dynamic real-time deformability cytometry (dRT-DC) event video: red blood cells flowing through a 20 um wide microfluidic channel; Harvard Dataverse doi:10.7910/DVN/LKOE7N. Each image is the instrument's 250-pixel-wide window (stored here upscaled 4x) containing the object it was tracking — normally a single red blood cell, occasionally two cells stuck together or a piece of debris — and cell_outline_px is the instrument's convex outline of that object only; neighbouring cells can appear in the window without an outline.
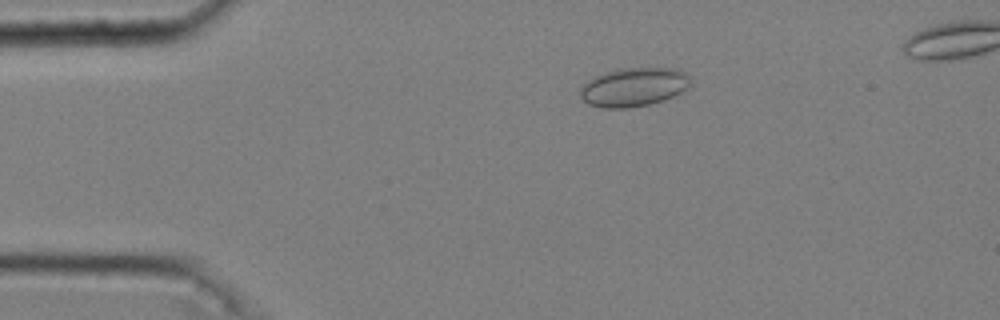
{"species": "common noctule bat (a hibernating species)", "species_latin": "Nyctalus noctula", "temperature_condition": "cold", "stored_images_in_passage": 43, "camera_frame_rate_fps": 3000, "um_per_image_px": 0.085, "animal": {"sex": "male", "body_mass_g": 20.4}, "frame": {"image": 1, "passage_image": 5, "time_ms": 1.333, "image_size_px": [1000, 320], "cell_outline_px": [[692, 76], [688, 88], [664, 100], [648, 104], [624, 108], [604, 108], [588, 104], [580, 96], [580, 88], [588, 80], [604, 72], [620, 68], [672, 68], [688, 72]], "centroid_in_image_um": [53.89, 7.38], "position_along_channel_um": 31.1, "area_um2": 24.97}}
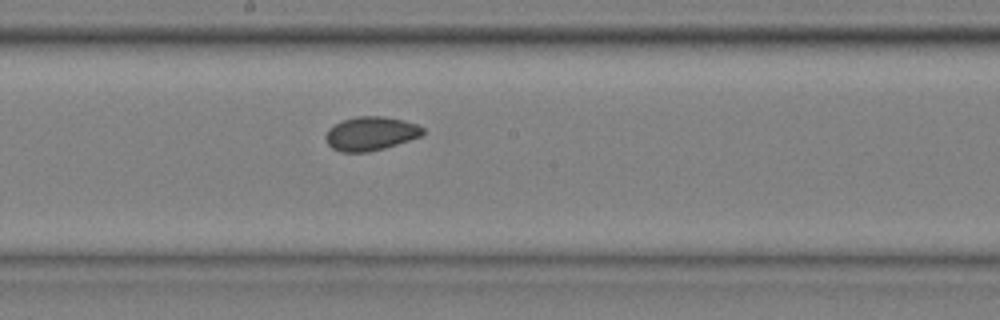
{"frame": {"image": 2, "passage_image": 24, "time_ms": 7.667, "image_size_px": [1000, 320], "cell_outline_px": [[424, 132], [420, 136], [384, 148], [368, 152], [340, 152], [332, 148], [328, 144], [324, 136], [328, 128], [344, 120], [356, 116], [384, 116], [404, 120], [416, 124], [424, 128]], "centroid_in_image_um": [31.48, 11.35], "position_along_channel_um": 216.7, "area_um2": 19.07}}
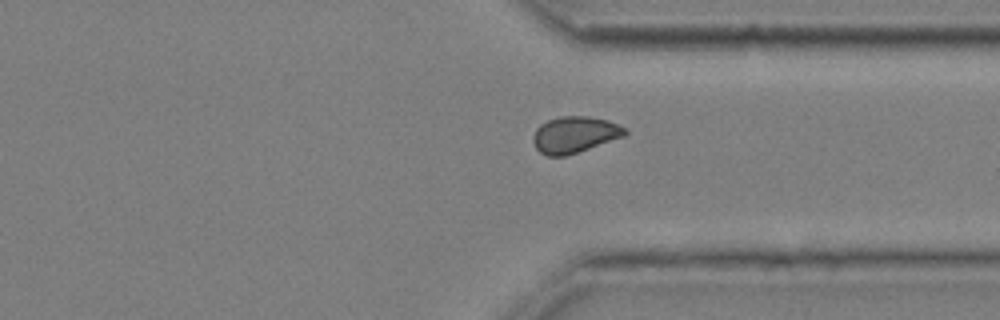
{"frame": {"image": 3, "passage_image": 36, "time_ms": 11.667, "image_size_px": [1000, 320], "cell_outline_px": [[628, 132], [624, 136], [564, 156], [548, 156], [540, 152], [536, 148], [532, 140], [532, 136], [536, 128], [540, 124], [548, 120], [560, 116], [588, 116], [608, 120], [624, 128]], "centroid_in_image_um": [48.8, 11.43], "position_along_channel_um": 362.6, "area_um2": 19.25}, "authors_computed_cell_mechanics": {"area_um2": 19.5942, "velocity_mm_per_s": 3.6289, "shape_relaxation_time_tau1_ms": null, "shape_relaxation_time_tau2_ms": 1.7907, "deformation_change_tau1": null, "deformation_change_tau2": 0.0485}}